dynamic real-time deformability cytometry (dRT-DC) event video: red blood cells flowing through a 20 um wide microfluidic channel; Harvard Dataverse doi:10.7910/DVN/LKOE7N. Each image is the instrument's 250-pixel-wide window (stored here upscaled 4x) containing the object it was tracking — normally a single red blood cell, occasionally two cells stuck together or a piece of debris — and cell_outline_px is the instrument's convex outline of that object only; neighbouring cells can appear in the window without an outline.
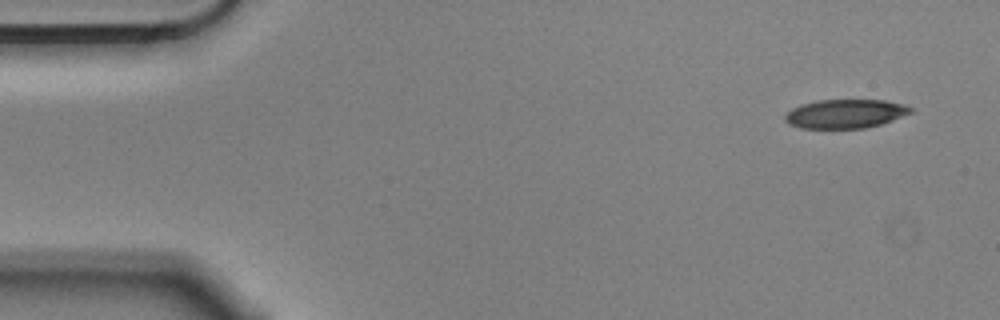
{"species": "Egyptian fruit bat (a non-hibernating species)", "species_latin": "Rousettus aegyptiacus", "temperature_condition": "cold", "stored_images_in_passage": 5, "camera_frame_rate_fps": 3000, "um_per_image_px": 0.085, "animal": {"sex": "male"}, "frame": {"image": 1, "passage_image": 1, "time_ms": 0.0, "image_size_px": [1000, 320], "cell_outline_px": [[912, 112], [892, 120], [880, 124], [864, 128], [800, 128], [788, 124], [784, 120], [784, 116], [792, 108], [800, 104], [816, 100], [884, 100], [904, 104], [912, 108]], "centroid_in_image_um": [71.81, 9.66], "position_along_channel_um": 13.2, "area_um2": 21.15}}
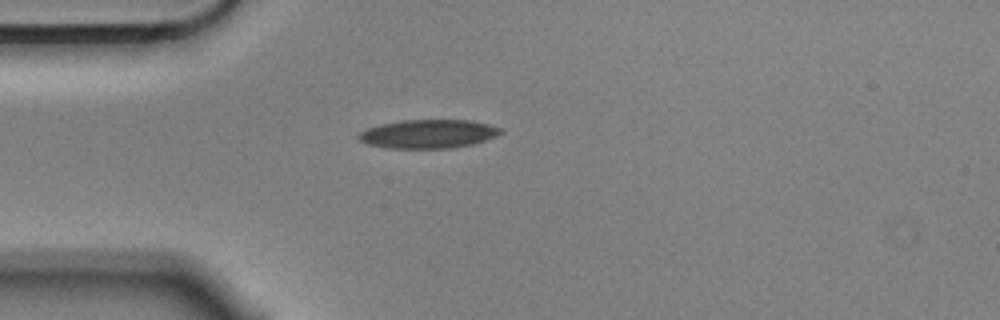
{"frame": {"image": 2, "passage_image": 4, "time_ms": 1.0, "image_size_px": [1000, 320], "cell_outline_px": [[504, 132], [496, 136], [472, 144], [452, 148], [388, 148], [368, 144], [360, 140], [356, 136], [360, 132], [368, 128], [380, 124], [404, 120], [472, 120], [504, 128]], "centroid_in_image_um": [36.44, 11.37], "position_along_channel_um": 48.6, "area_um2": 23.76}}